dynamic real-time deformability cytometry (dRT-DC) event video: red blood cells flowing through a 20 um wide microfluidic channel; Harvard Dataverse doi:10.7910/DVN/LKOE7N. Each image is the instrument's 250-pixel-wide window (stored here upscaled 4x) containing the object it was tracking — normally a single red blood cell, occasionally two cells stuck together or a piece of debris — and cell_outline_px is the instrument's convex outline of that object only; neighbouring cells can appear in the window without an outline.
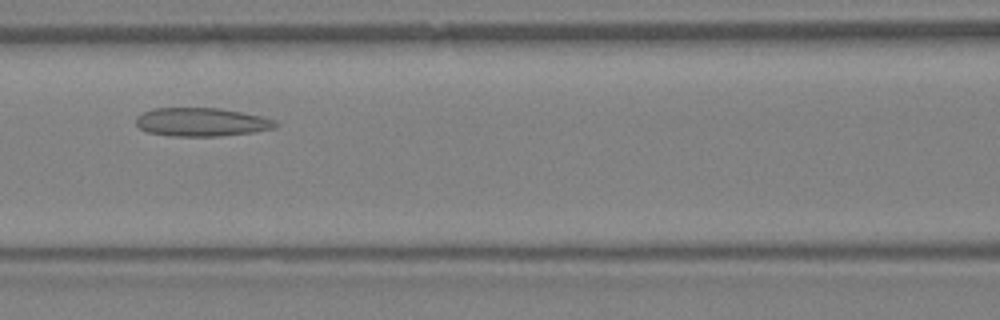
{"species": "Egyptian fruit bat (a non-hibernating species)", "species_latin": "Rousettus aegyptiacus", "temperature_condition": "warm", "stored_images_in_passage": 34, "camera_frame_rate_fps": 3000, "um_per_image_px": 0.085, "animal": {"sex": "female"}, "frame": {"image": 1, "passage_image": 8, "time_ms": 2.333, "image_size_px": [1000, 320], "cell_outline_px": [[280, 124], [276, 128], [252, 132], [220, 136], [172, 136], [148, 132], [140, 128], [136, 124], [136, 116], [144, 112], [156, 108], [220, 108], [264, 116], [276, 120]], "centroid_in_image_um": [17.19, 10.37], "position_along_channel_um": 149.4, "area_um2": 23.29}}
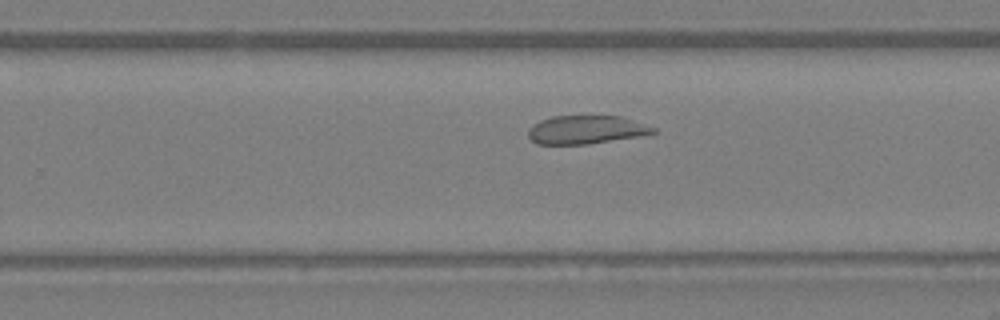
{"frame": {"image": 2, "passage_image": 18, "time_ms": 5.667, "image_size_px": [1000, 320], "cell_outline_px": [[656, 132], [644, 136], [588, 144], [536, 144], [528, 136], [528, 128], [532, 124], [540, 120], [552, 116], [620, 116], [656, 128]], "centroid_in_image_um": [49.81, 11.03], "position_along_channel_um": 280.0, "area_um2": 20.81}}
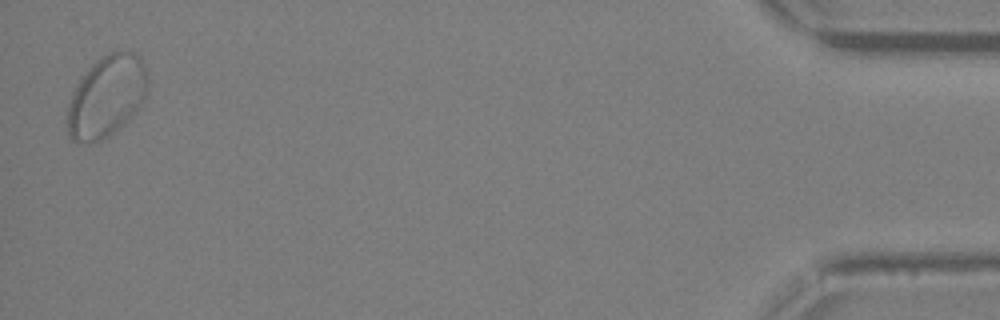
{"frame": {"image": 3, "passage_image": 34, "time_ms": 11.0, "image_size_px": [1000, 320], "cell_outline_px": [[148, 92], [144, 100], [136, 112], [124, 124], [108, 136], [92, 144], [72, 140], [68, 132], [68, 104], [72, 92], [88, 68], [100, 56], [108, 52], [132, 52], [140, 56], [144, 64], [148, 76]], "centroid_in_image_um": [9.09, 8.19], "position_along_channel_um": 426.1, "area_um2": 38.32}, "authors_computed_cell_mechanics": {"area_um2": 23.5535, "velocity_mm_per_s": 3.9085, "shape_relaxation_time_tau1_ms": null, "shape_relaxation_time_tau2_ms": 1.7373, "deformation_change_tau1": null, "deformation_change_tau2": 0.0604}}